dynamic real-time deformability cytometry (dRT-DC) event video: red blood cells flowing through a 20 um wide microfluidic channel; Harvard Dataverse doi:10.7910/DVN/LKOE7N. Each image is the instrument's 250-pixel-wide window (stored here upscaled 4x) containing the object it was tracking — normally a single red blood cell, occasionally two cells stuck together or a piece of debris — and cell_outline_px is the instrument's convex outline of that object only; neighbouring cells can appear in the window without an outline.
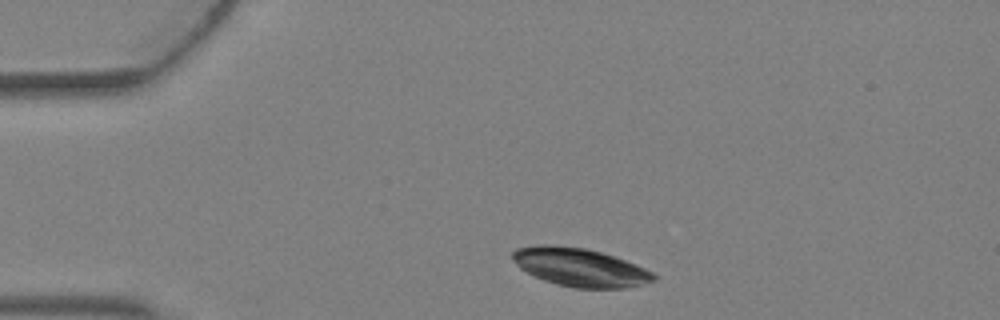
{"species": "Egyptian fruit bat (a non-hibernating species)", "species_latin": "Rousettus aegyptiacus", "temperature_condition": "warm", "stored_images_in_passage": 4, "camera_frame_rate_fps": 3000, "um_per_image_px": 0.085, "animal": {"sex": "female"}, "frame": {"image": 1, "passage_image": 4, "time_ms": 1.0, "image_size_px": [1000, 320], "cell_outline_px": [[656, 280], [624, 288], [572, 288], [556, 284], [544, 280], [520, 268], [512, 260], [512, 252], [516, 248], [536, 244], [552, 244], [584, 248], [600, 252], [636, 264], [652, 272], [656, 276]], "centroid_in_image_um": [49.26, 22.71], "position_along_channel_um": 35.7, "area_um2": 31.39}}